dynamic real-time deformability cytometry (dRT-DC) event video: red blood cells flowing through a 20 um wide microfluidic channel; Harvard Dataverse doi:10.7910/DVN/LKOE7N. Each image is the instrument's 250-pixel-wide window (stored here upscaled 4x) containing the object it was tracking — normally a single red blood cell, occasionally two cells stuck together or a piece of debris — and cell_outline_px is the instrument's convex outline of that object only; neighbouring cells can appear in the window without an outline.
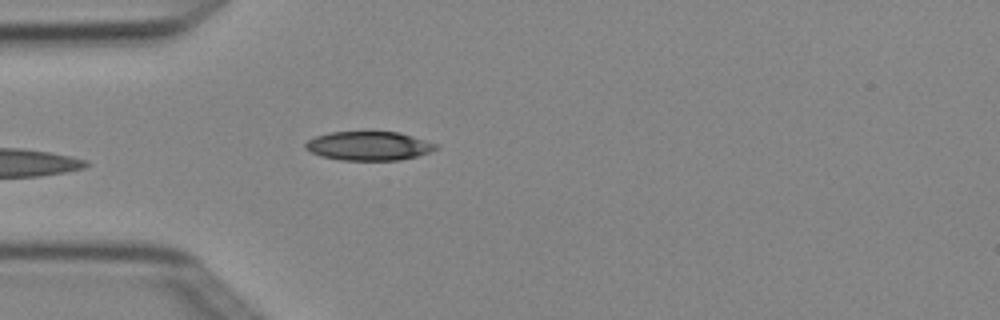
{"species": "Egyptian fruit bat (a non-hibernating species)", "species_latin": "Rousettus aegyptiacus", "temperature_condition": "cold", "stored_images_in_passage": 4, "camera_frame_rate_fps": 3000, "um_per_image_px": 0.085, "animal": {"sex": "female"}, "frame": {"image": 1, "passage_image": 4, "time_ms": 1.0, "image_size_px": [1000, 320], "cell_outline_px": [[440, 144], [436, 148], [428, 152], [416, 156], [400, 160], [340, 160], [320, 156], [308, 152], [304, 148], [304, 144], [308, 140], [316, 136], [328, 132], [400, 132]], "centroid_in_image_um": [31.31, 12.4], "position_along_channel_um": 53.7, "area_um2": 22.14}}